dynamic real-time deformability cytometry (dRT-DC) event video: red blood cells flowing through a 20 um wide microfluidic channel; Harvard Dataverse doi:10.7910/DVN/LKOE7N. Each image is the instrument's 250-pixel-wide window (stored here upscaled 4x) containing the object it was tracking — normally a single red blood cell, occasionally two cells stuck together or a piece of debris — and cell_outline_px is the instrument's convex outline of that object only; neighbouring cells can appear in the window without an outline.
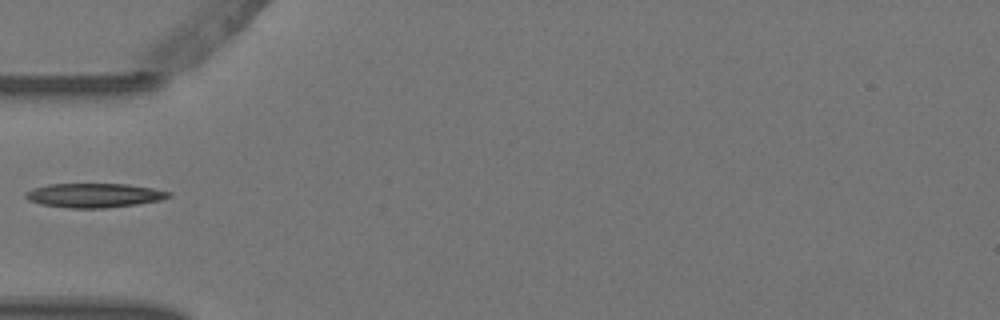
{"species": "Egyptian fruit bat (a non-hibernating species)", "species_latin": "Rousettus aegyptiacus", "temperature_condition": "warm", "stored_images_in_passage": 5, "camera_frame_rate_fps": 3000, "um_per_image_px": 0.085, "animal": {"sex": "female"}, "frame": {"image": 1, "passage_image": 5, "time_ms": 1.333, "image_size_px": [1000, 320], "cell_outline_px": [[172, 196], [160, 200], [136, 204], [104, 208], [68, 208], [40, 204], [28, 200], [24, 196], [24, 192], [32, 188], [48, 184], [128, 184], [152, 188], [172, 192]], "centroid_in_image_um": [7.97, 16.6], "position_along_channel_um": 77.0, "area_um2": 20.29}}